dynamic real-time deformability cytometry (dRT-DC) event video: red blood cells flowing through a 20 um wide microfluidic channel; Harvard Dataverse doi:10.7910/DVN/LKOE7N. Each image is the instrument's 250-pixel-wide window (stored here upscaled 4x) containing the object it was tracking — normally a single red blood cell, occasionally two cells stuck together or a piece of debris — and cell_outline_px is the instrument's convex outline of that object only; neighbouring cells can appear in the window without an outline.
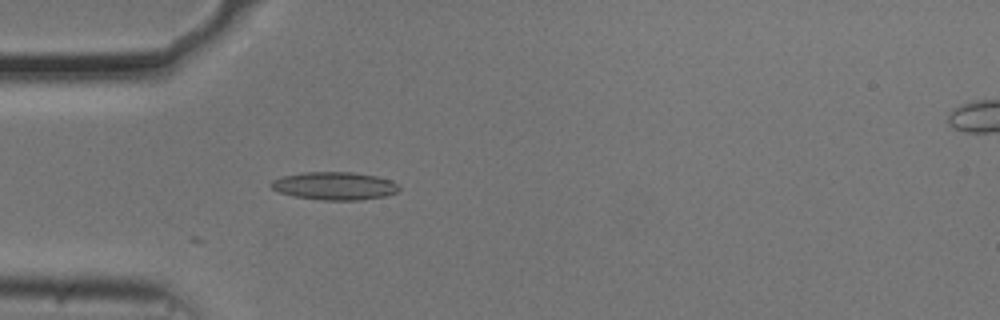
{"species": "common noctule bat (a hibernating species)", "species_latin": "Nyctalus noctula", "temperature_condition": "cold", "stored_images_in_passage": 39, "camera_frame_rate_fps": 3000, "um_per_image_px": 0.085, "animal": {"sex": "male", "body_mass_g": 20.5, "forearm_length_mm": 52.5}, "frame": {"image": 1, "passage_image": 1, "time_ms": 0.0, "image_size_px": [1000, 320], "cell_outline_px": [[400, 188], [396, 192], [384, 196], [360, 200], [320, 200], [296, 196], [280, 192], [272, 188], [268, 184], [272, 180], [280, 176], [304, 172], [352, 172], [376, 176], [392, 180]], "centroid_in_image_um": [28.41, 15.79], "position_along_channel_um": 56.6, "area_um2": 20.81}}
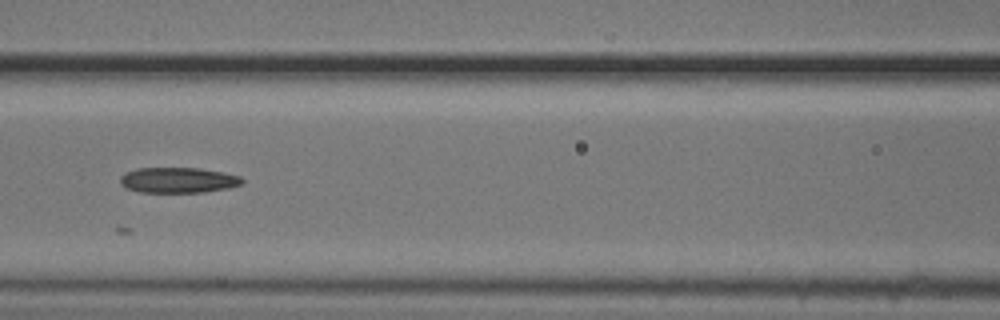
{"frame": {"image": 2, "passage_image": 9, "time_ms": 2.667, "image_size_px": [1000, 320], "cell_outline_px": [[244, 184], [228, 188], [204, 192], [140, 192], [124, 188], [120, 184], [120, 176], [124, 172], [136, 168], [200, 168], [224, 172], [240, 176], [244, 180]], "centroid_in_image_um": [15.13, 15.31], "position_along_channel_um": 151.5, "area_um2": 18.38}}
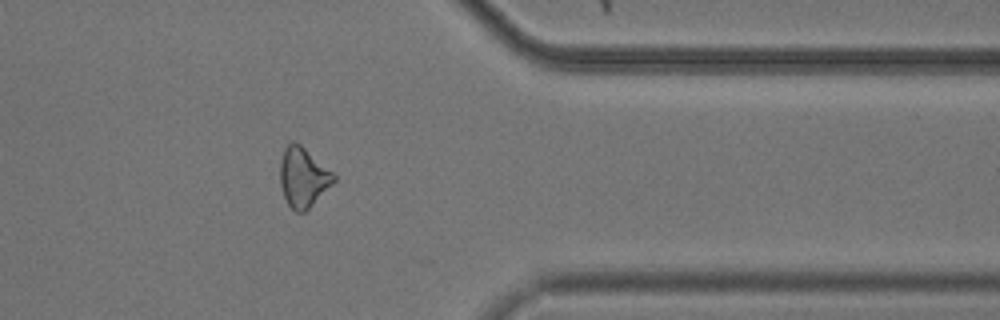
{"frame": {"image": 3, "passage_image": 29, "time_ms": 9.333, "image_size_px": [1000, 320], "cell_outline_px": [[336, 180], [304, 212], [296, 212], [288, 204], [284, 196], [280, 184], [280, 160], [284, 148], [292, 140], [300, 144], [332, 172], [336, 176]], "centroid_in_image_um": [25.74, 15.05], "position_along_channel_um": 385.7, "area_um2": 18.32}}